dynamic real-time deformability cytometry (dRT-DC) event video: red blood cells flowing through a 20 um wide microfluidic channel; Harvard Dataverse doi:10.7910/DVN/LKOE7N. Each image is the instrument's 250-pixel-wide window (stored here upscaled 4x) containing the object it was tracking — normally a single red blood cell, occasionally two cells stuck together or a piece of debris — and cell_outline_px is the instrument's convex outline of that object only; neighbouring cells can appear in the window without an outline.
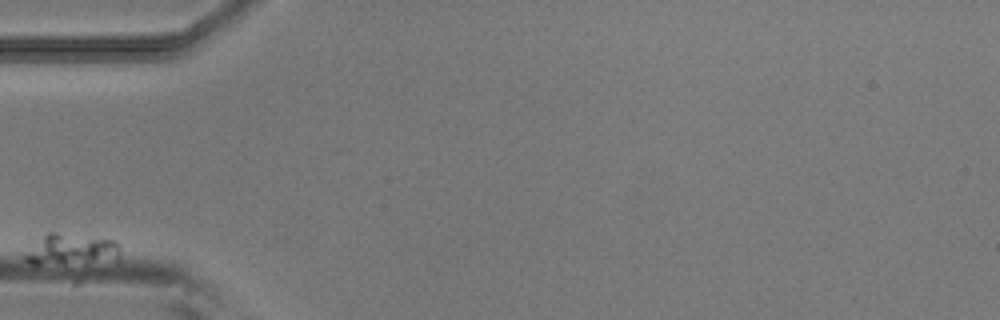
{"species": "common noctule bat (a hibernating species)", "species_latin": "Nyctalus noctula", "temperature_condition": "room temperature", "stored_images_in_passage": 42, "camera_frame_rate_fps": 3000, "um_per_image_px": 0.085, "animal": {"sex": "male", "body_mass_g": 20.5, "forearm_length_mm": 52.5}, "frame": {"image": 1, "passage_image": 1, "time_ms": 0.0, "image_size_px": [1000, 320], "cell_outline_px": [[120, 260], [36, 264], [32, 264], [24, 260], [24, 256], [48, 232], [56, 232], [116, 240], [120, 244]], "centroid_in_image_um": [6.17, 21.2], "position_along_channel_um": 78.8, "area_um2": 16.76}}
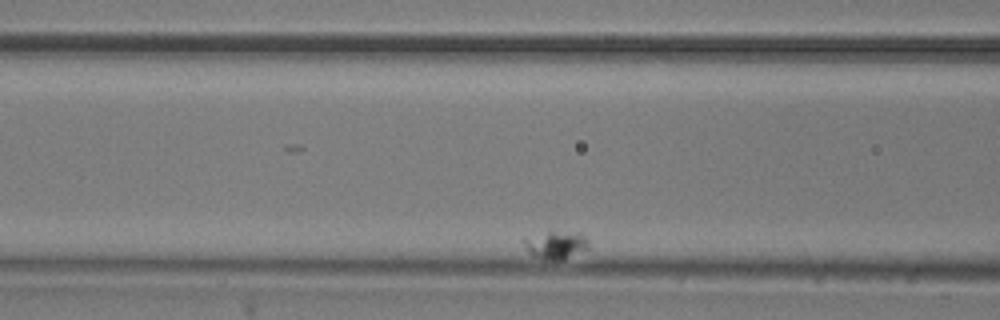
{"frame": {"image": 2, "passage_image": 8, "time_ms": 2.333, "image_size_px": [1000, 320], "cell_outline_px": [[588, 248], [564, 260], [552, 260], [532, 256], [524, 244], [524, 236], [548, 232], [580, 232], [588, 240]], "centroid_in_image_um": [47.25, 20.81], "position_along_channel_um": 119.4, "area_um2": 10.46}}
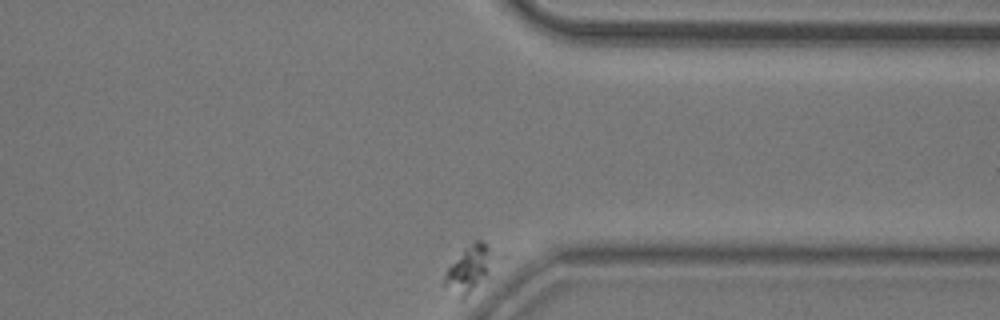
{"frame": {"image": 3, "passage_image": 42, "time_ms": 13.667, "image_size_px": [1000, 320], "cell_outline_px": [[508, 256], [488, 276], [460, 300], [444, 284], [444, 272], [472, 240], [480, 240], [508, 252]], "centroid_in_image_um": [40.18, 22.7], "position_along_channel_um": 371.2, "area_um2": 15.03}}